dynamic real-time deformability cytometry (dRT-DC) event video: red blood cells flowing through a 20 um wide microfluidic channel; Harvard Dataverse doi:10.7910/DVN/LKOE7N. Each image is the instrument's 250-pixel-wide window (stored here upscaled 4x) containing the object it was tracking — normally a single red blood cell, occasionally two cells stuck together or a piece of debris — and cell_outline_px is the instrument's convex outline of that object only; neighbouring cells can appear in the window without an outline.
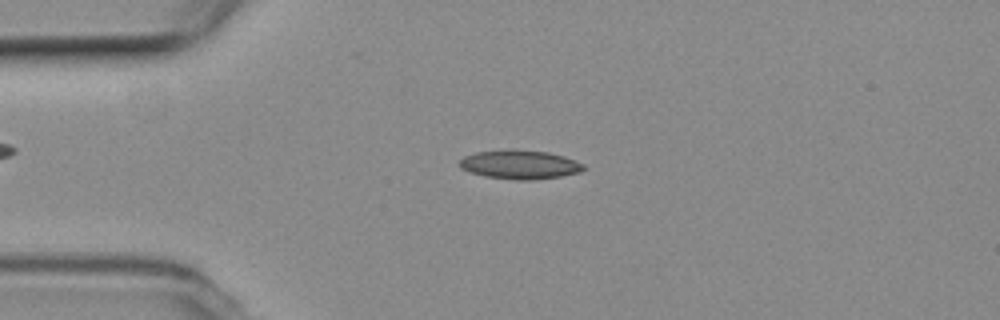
{"species": "common noctule bat (a hibernating species)", "species_latin": "Nyctalus noctula", "temperature_condition": "room temperature", "stored_images_in_passage": 53, "camera_frame_rate_fps": 3000, "um_per_image_px": 0.085, "animal": {"sex": "female", "body_mass_g": 19.3, "forearm_length_mm": 54.1}, "frame": {"image": 1, "passage_image": 12, "time_ms": 3.667, "image_size_px": [1000, 320], "cell_outline_px": [[584, 168], [580, 172], [560, 176], [528, 180], [520, 180], [484, 176], [468, 172], [460, 168], [460, 160], [464, 156], [476, 152], [508, 148], [512, 148], [548, 152], [564, 156], [584, 164]], "centroid_in_image_um": [44.15, 13.96], "position_along_channel_um": 40.9, "area_um2": 21.04}}
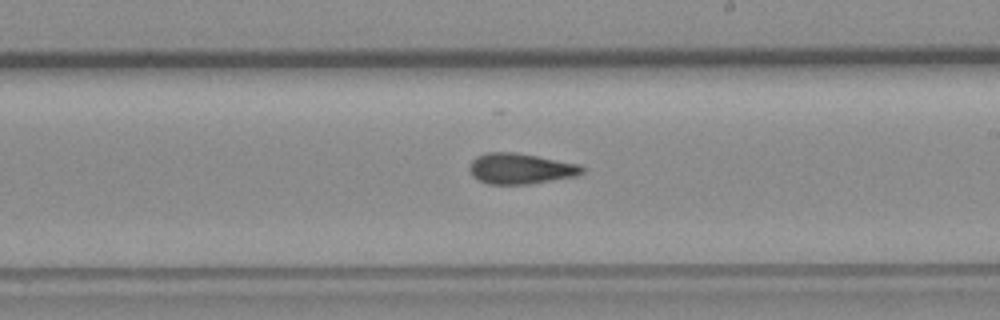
{"frame": {"image": 2, "passage_image": 30, "time_ms": 9.667, "image_size_px": [1000, 320], "cell_outline_px": [[584, 172], [576, 176], [528, 184], [488, 184], [472, 176], [468, 168], [468, 164], [476, 156], [484, 152], [512, 152], [536, 156], [580, 164], [584, 168]], "centroid_in_image_um": [44.2, 14.33], "position_along_channel_um": 244.8, "area_um2": 20.17}}
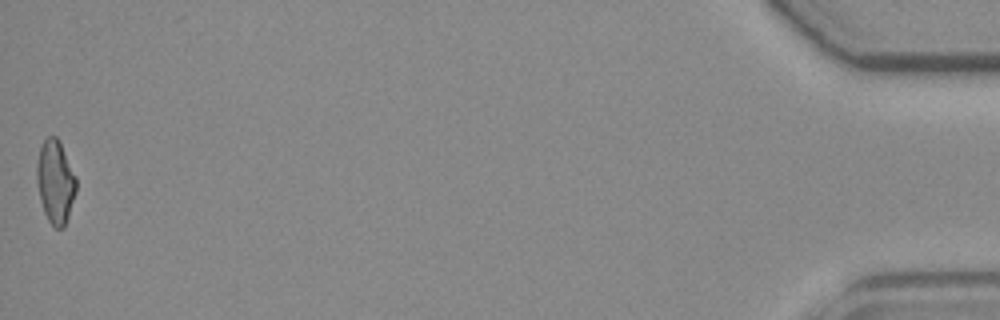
{"frame": {"image": 3, "passage_image": 53, "time_ms": 17.333, "image_size_px": [1000, 320], "cell_outline_px": [[76, 192], [64, 228], [56, 228], [48, 220], [44, 212], [40, 200], [36, 180], [36, 164], [40, 144], [48, 136], [56, 136], [60, 140], [76, 176]], "centroid_in_image_um": [4.7, 15.41], "position_along_channel_um": 430.5, "area_um2": 19.36}, "authors_computed_cell_mechanics": {"area_um2": 19.7676, "velocity_mm_per_s": 3.7938, "shape_relaxation_time_tau1_ms": null, "shape_relaxation_time_tau2_ms": 3.2599, "deformation_change_tau1": null, "deformation_change_tau2": 0.116}}